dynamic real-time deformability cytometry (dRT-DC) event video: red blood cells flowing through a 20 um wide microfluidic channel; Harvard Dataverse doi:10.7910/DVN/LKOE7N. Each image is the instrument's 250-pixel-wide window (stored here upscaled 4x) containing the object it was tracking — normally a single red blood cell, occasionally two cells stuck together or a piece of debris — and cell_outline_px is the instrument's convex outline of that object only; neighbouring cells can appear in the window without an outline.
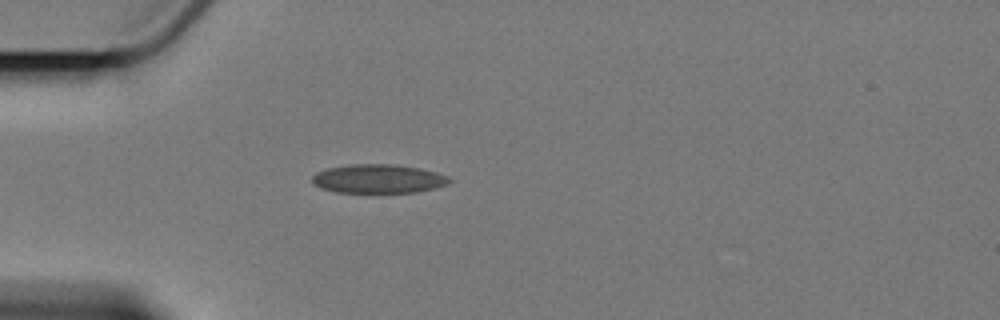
{"species": "Egyptian fruit bat (a non-hibernating species)", "species_latin": "Rousettus aegyptiacus", "temperature_condition": "cold", "stored_images_in_passage": 5, "camera_frame_rate_fps": 3000, "um_per_image_px": 0.085, "animal": {"sex": "female"}, "frame": {"image": 1, "passage_image": 4, "time_ms": 3.667, "image_size_px": [1000, 320], "cell_outline_px": [[452, 180], [448, 184], [436, 188], [416, 192], [336, 192], [320, 188], [312, 180], [312, 176], [316, 172], [328, 168], [352, 164], [396, 164], [420, 168], [436, 172], [448, 176]], "centroid_in_image_um": [32.19, 15.19], "position_along_channel_um": 52.8, "area_um2": 23.06}}